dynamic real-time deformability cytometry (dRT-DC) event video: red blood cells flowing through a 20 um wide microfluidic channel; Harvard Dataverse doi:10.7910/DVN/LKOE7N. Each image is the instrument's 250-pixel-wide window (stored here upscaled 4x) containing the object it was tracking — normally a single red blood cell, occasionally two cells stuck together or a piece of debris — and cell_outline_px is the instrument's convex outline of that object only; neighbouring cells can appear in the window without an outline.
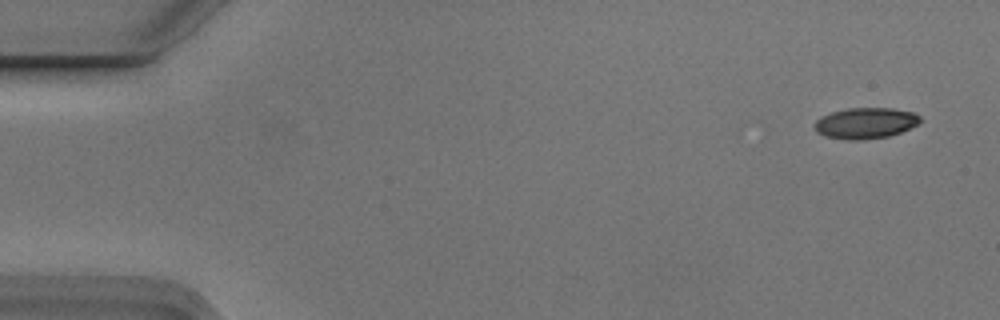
{"species": "Egyptian fruit bat (a non-hibernating species)", "species_latin": "Rousettus aegyptiacus", "temperature_condition": "cold", "stored_images_in_passage": 4, "camera_frame_rate_fps": 3000, "um_per_image_px": 0.085, "animal": {"sex": "male"}, "frame": {"image": 1, "passage_image": 1, "time_ms": 0.0, "image_size_px": [1000, 320], "cell_outline_px": [[920, 124], [900, 132], [888, 136], [860, 140], [848, 140], [824, 136], [816, 132], [812, 124], [820, 116], [832, 112], [848, 108], [892, 108], [912, 112], [920, 116]], "centroid_in_image_um": [73.53, 10.46], "position_along_channel_um": 11.5, "area_um2": 19.19}}
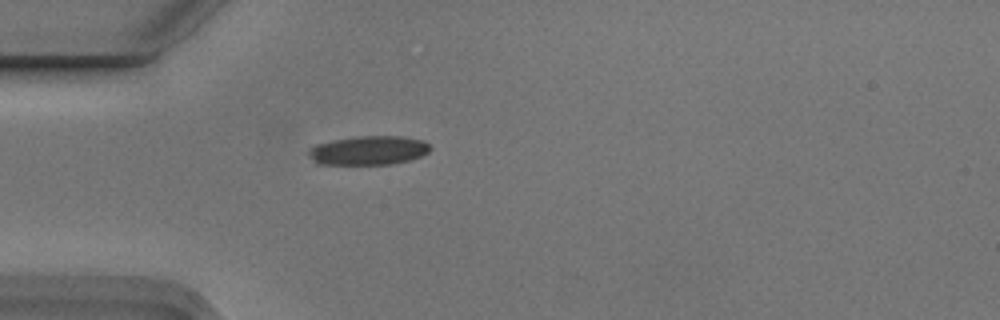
{"frame": {"image": 2, "passage_image": 4, "time_ms": 1.0, "image_size_px": [1000, 320], "cell_outline_px": [[432, 148], [428, 152], [420, 156], [408, 160], [392, 164], [316, 164], [308, 156], [308, 152], [316, 144], [332, 140], [360, 136], [400, 136], [424, 140]], "centroid_in_image_um": [31.32, 12.78], "position_along_channel_um": 53.7, "area_um2": 20.52}}